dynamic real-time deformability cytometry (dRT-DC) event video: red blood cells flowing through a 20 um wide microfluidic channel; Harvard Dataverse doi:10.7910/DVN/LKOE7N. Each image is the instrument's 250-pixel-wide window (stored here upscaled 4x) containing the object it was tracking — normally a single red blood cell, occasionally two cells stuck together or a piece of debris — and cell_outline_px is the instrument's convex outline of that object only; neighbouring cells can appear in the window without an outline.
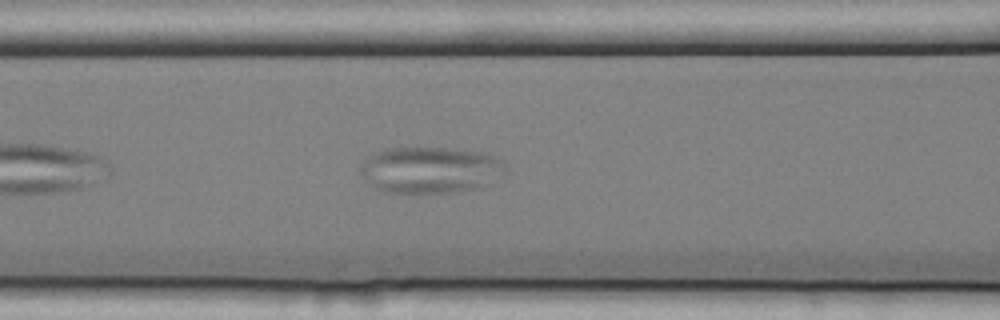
{"species": "common noctule bat (a hibernating species)", "species_latin": "Nyctalus noctula", "temperature_condition": "cold", "stored_images_in_passage": 41, "camera_frame_rate_fps": 3000, "um_per_image_px": 0.085, "animal": {"sex": "female", "body_mass_g": 25.1}, "frame": {"image": 1, "passage_image": 9, "time_ms": 2.667, "image_size_px": [1000, 320], "cell_outline_px": [[504, 172], [500, 176], [480, 188], [460, 192], [384, 192], [372, 188], [364, 184], [360, 172], [360, 168], [368, 156], [384, 148], [452, 148], [480, 152], [496, 156], [504, 164]], "centroid_in_image_um": [36.52, 14.45], "position_along_channel_um": 130.1, "area_um2": 39.54}}
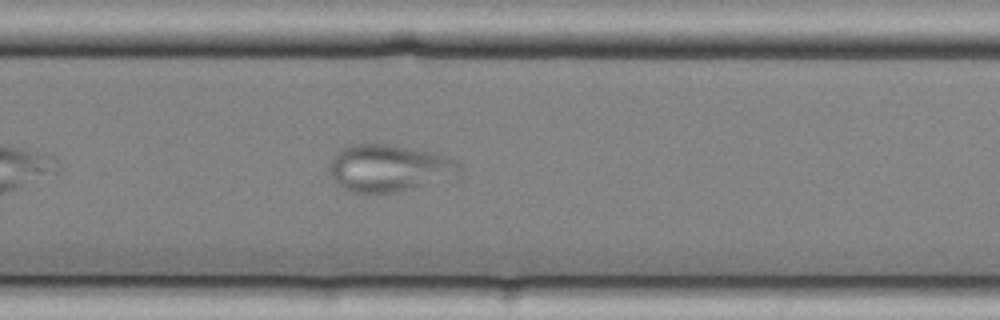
{"frame": {"image": 2, "passage_image": 23, "time_ms": 7.333, "image_size_px": [1000, 320], "cell_outline_px": [[464, 168], [460, 176], [396, 192], [348, 192], [332, 176], [328, 168], [336, 152], [352, 144], [388, 144], [432, 152], [448, 156], [460, 160]], "centroid_in_image_um": [33.17, 14.28], "position_along_channel_um": 296.6, "area_um2": 35.78}}
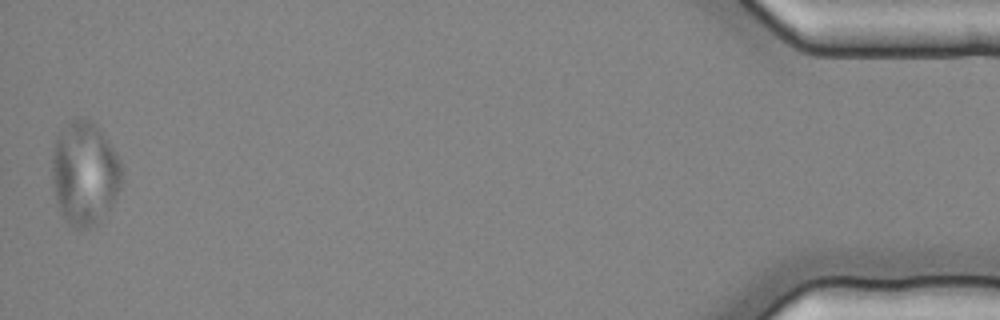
{"frame": {"image": 3, "passage_image": 41, "time_ms": 13.333, "image_size_px": [1000, 320], "cell_outline_px": [[120, 188], [112, 204], [88, 228], [80, 232], [72, 228], [64, 220], [56, 204], [52, 188], [52, 156], [56, 136], [72, 116], [84, 116], [96, 124], [108, 140], [116, 152], [120, 160]], "centroid_in_image_um": [7.13, 14.69], "position_along_channel_um": 428.1, "area_um2": 42.6}}